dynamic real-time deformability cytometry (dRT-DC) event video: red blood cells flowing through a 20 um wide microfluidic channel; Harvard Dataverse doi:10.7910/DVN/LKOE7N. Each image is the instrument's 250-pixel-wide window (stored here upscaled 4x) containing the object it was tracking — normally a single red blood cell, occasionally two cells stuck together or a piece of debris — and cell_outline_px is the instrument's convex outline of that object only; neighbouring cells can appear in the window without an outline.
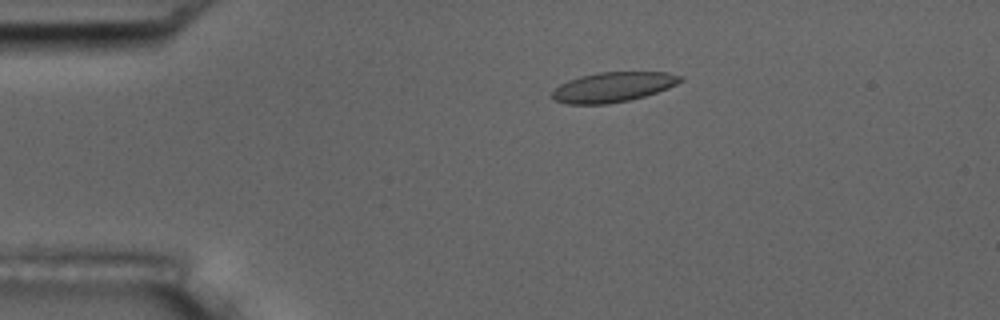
{"species": "common noctule bat (a hibernating species)", "species_latin": "Nyctalus noctula", "temperature_condition": "room temperature", "stored_images_in_passage": 6, "camera_frame_rate_fps": 3000, "um_per_image_px": 0.085, "animal": {"sex": "male", "body_mass_g": 17.5, "forearm_length_mm": 52.3}, "frame": {"image": 1, "passage_image": 4, "time_ms": 3.333, "image_size_px": [1000, 320], "cell_outline_px": [[684, 80], [668, 88], [644, 96], [628, 100], [608, 104], [568, 104], [552, 100], [552, 92], [560, 84], [568, 80], [580, 76], [596, 72], [668, 72], [684, 76]], "centroid_in_image_um": [52.11, 7.39], "position_along_channel_um": 32.9, "area_um2": 22.43}}
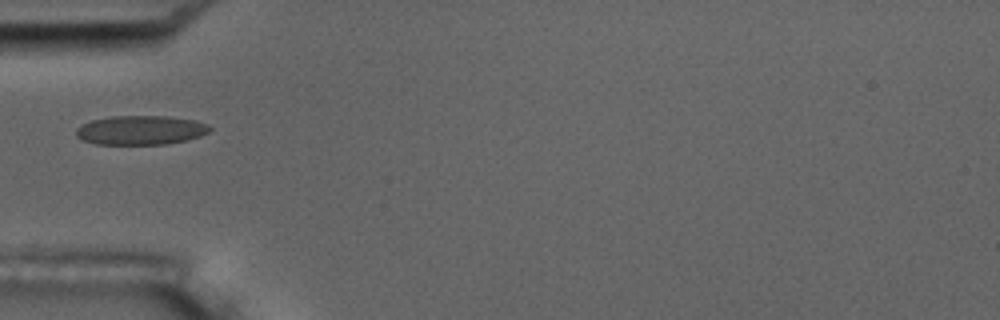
{"frame": {"image": 2, "passage_image": 6, "time_ms": 5.667, "image_size_px": [1000, 320], "cell_outline_px": [[212, 128], [208, 132], [200, 136], [188, 140], [164, 144], [96, 144], [84, 140], [76, 136], [76, 128], [92, 120], [112, 116], [168, 116], [196, 120], [208, 124]], "centroid_in_image_um": [12.0, 11.06], "position_along_channel_um": 73.0, "area_um2": 22.72}}